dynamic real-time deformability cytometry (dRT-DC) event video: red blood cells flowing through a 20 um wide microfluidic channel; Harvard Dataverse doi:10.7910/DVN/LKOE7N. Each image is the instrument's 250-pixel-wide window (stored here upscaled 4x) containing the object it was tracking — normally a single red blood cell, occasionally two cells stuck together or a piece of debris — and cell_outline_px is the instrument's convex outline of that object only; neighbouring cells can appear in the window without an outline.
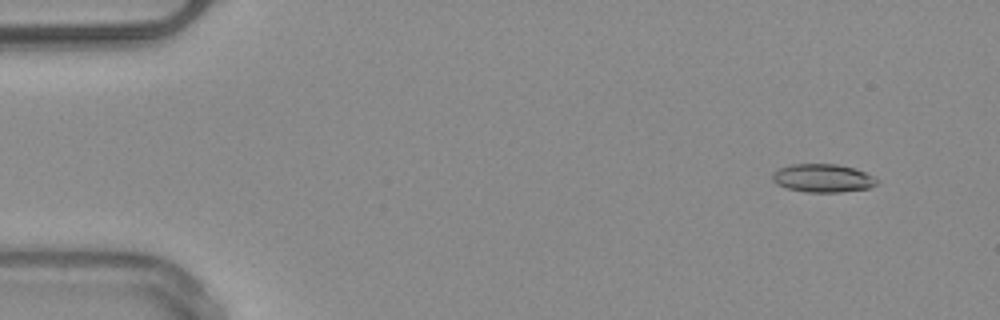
{"species": "common noctule bat (a hibernating species)", "species_latin": "Nyctalus noctula", "temperature_condition": "warm", "stored_images_in_passage": 51, "camera_frame_rate_fps": 3000, "um_per_image_px": 0.085, "animal": {"sex": "male", "body_mass_g": 20.4}, "frame": {"image": 1, "passage_image": 4, "time_ms": 1.0, "image_size_px": [1000, 320], "cell_outline_px": [[880, 180], [876, 184], [868, 188], [840, 192], [804, 192], [788, 188], [776, 184], [772, 180], [772, 172], [780, 168], [792, 164], [836, 164], [856, 168]], "centroid_in_image_um": [69.93, 15.14], "position_along_channel_um": 15.1, "area_um2": 17.22}}
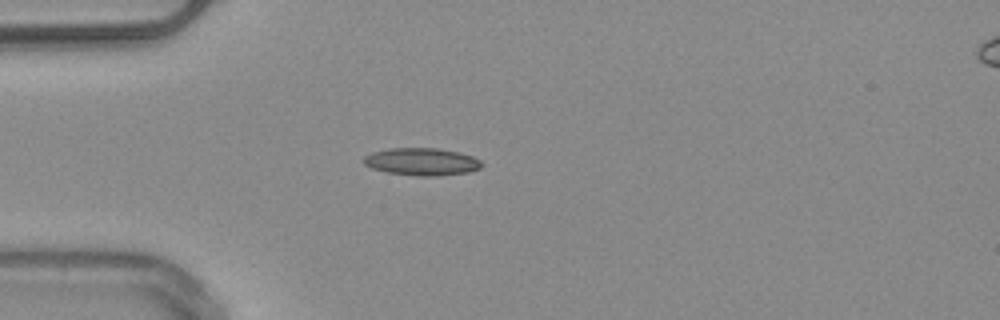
{"frame": {"image": 2, "passage_image": 14, "time_ms": 4.333, "image_size_px": [1000, 320], "cell_outline_px": [[484, 164], [480, 168], [468, 172], [440, 176], [416, 176], [388, 172], [372, 168], [364, 164], [364, 156], [372, 152], [388, 148], [436, 148], [460, 152], [472, 156], [480, 160]], "centroid_in_image_um": [35.87, 13.74], "position_along_channel_um": 49.1, "area_um2": 18.96}}
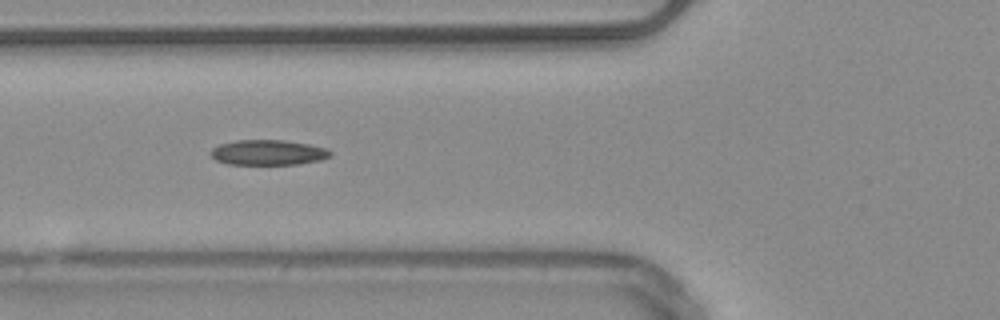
{"frame": {"image": 3, "passage_image": 19, "time_ms": 6.0, "image_size_px": [1000, 320], "cell_outline_px": [[332, 156], [320, 160], [296, 164], [228, 164], [216, 160], [208, 152], [212, 148], [220, 144], [236, 140], [284, 140], [308, 144], [328, 148], [332, 152]], "centroid_in_image_um": [22.8, 12.95], "position_along_channel_um": 103.0, "area_um2": 17.63}, "authors_computed_cell_mechanics": {"area_um2": 17.2822, "velocity_mm_per_s": 4.0026, "shape_relaxation_time_tau1_ms": null, "shape_relaxation_time_tau2_ms": 5.3711, "deformation_change_tau1": null, "deformation_change_tau2": 0.1615}}